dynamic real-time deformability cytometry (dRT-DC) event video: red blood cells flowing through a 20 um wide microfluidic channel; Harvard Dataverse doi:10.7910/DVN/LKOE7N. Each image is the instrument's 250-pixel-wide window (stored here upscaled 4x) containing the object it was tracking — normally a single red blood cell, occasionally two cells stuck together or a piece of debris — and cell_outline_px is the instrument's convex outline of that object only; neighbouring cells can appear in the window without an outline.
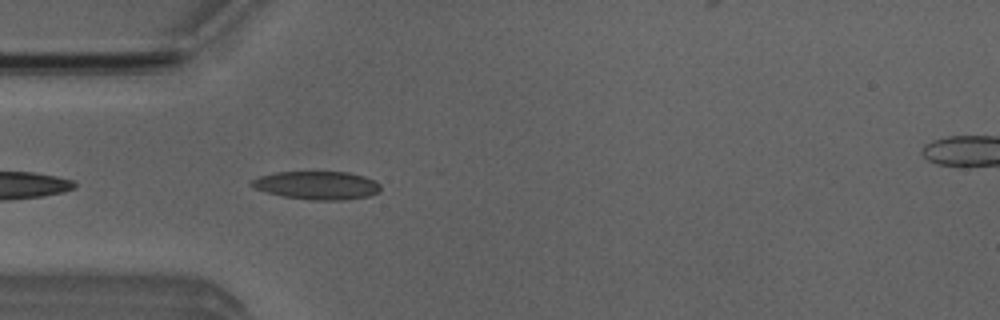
{"species": "Egyptian fruit bat (a non-hibernating species)", "species_latin": "Rousettus aegyptiacus", "temperature_condition": "room temperature", "stored_images_in_passage": 33, "camera_frame_rate_fps": 3000, "um_per_image_px": 0.085, "animal": {"sex": "male"}, "frame": {"image": 1, "passage_image": 3, "time_ms": 0.667, "image_size_px": [1000, 320], "cell_outline_px": [[380, 192], [368, 196], [348, 200], [312, 200], [284, 196], [252, 188], [248, 184], [252, 180], [260, 176], [276, 172], [348, 172], [364, 176], [376, 180], [380, 184]], "centroid_in_image_um": [26.97, 15.75], "position_along_channel_um": 58.0, "area_um2": 21.33}}
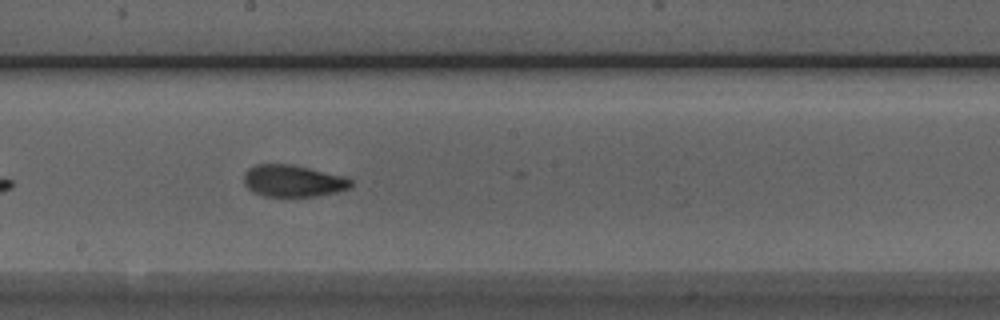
{"frame": {"image": 2, "passage_image": 16, "time_ms": 5.0, "image_size_px": [1000, 320], "cell_outline_px": [[352, 184], [348, 188], [336, 192], [316, 196], [264, 196], [252, 192], [244, 184], [244, 172], [248, 168], [256, 164], [292, 164], [344, 176], [352, 180]], "centroid_in_image_um": [24.87, 15.37], "position_along_channel_um": 223.3, "area_um2": 19.88}}
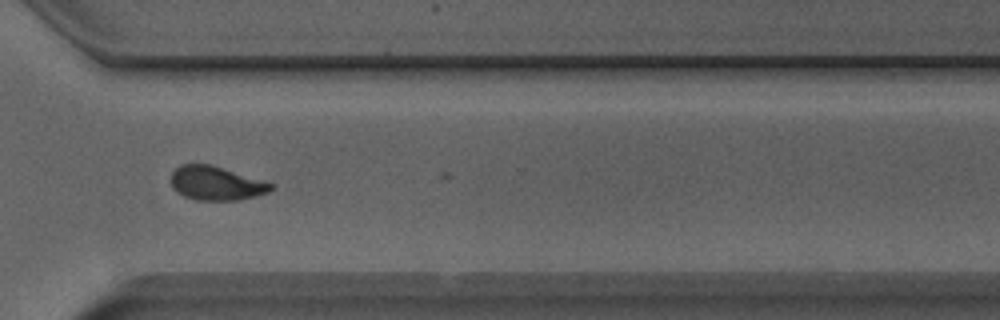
{"frame": {"image": 3, "passage_image": 26, "time_ms": 8.333, "image_size_px": [1000, 320], "cell_outline_px": [[272, 188], [268, 192], [240, 200], [196, 200], [184, 196], [176, 192], [172, 188], [172, 172], [180, 164], [208, 164], [264, 180], [272, 184]], "centroid_in_image_um": [18.34, 15.58], "position_along_channel_um": 352.3, "area_um2": 19.59}, "authors_computed_cell_mechanics": {"area_um2": 20.1144, "velocity_mm_per_s": 3.8678, "shape_relaxation_time_tau1_ms": 4.2027, "shape_relaxation_time_tau2_ms": 1.0954, "deformation_change_tau1": 0.1494, "deformation_change_tau2": 0.0652}}